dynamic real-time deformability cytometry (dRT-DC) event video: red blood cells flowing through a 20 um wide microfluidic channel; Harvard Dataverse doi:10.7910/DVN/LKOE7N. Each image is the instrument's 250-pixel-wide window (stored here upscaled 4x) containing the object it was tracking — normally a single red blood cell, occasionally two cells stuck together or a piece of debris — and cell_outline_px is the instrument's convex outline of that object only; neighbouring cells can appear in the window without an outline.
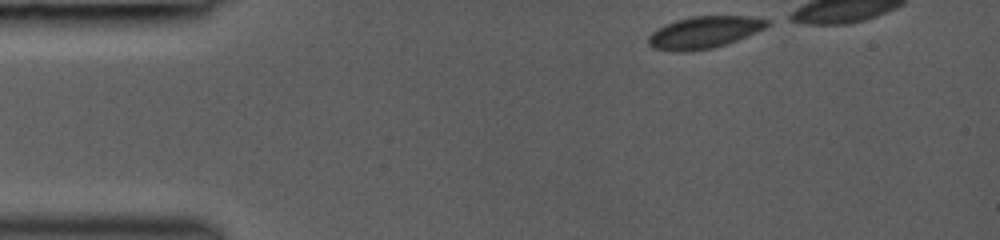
{"species": "common noctule bat (a hibernating species)", "species_latin": "Nyctalus noctula", "temperature_condition": "room temperature", "stored_images_in_passage": 35, "camera_frame_rate_fps": 3000, "um_per_image_px": 0.085, "animal": {"sex": "female", "body_mass_g": 19.0, "forearm_length_mm": 53.3}, "frame": {"image": 1, "passage_image": 1, "time_ms": 0.0, "image_size_px": [1000, 240], "cell_outline_px": [[772, 24], [756, 32], [736, 40], [712, 48], [692, 52], [676, 52], [652, 48], [648, 44], [648, 36], [652, 32], [676, 20], [692, 16], [752, 16], [772, 20]], "centroid_in_image_um": [59.88, 2.75], "position_along_channel_um": 25.1, "area_um2": 22.2}}
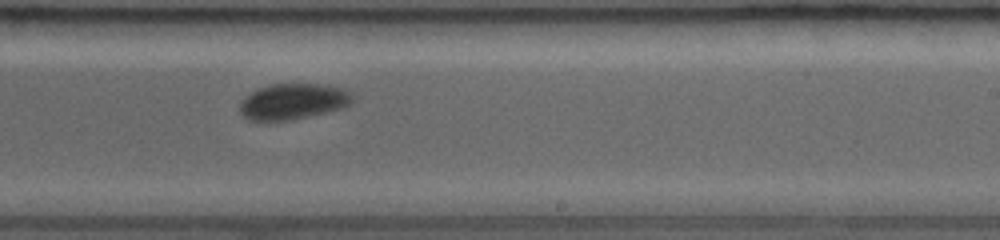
{"frame": {"image": 2, "passage_image": 23, "time_ms": 7.333, "image_size_px": [1000, 240], "cell_outline_px": [[356, 96], [344, 108], [292, 120], [248, 120], [240, 116], [240, 100], [244, 96], [256, 88], [272, 84], [320, 84], [344, 88], [352, 92]], "centroid_in_image_um": [24.9, 8.62], "position_along_channel_um": 264.1, "area_um2": 23.93}}
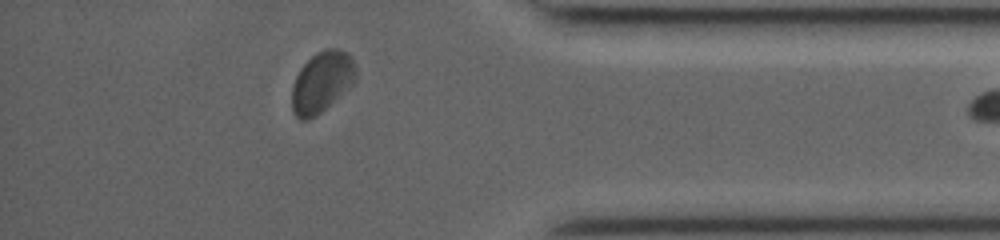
{"frame": {"image": 3, "passage_image": 34, "time_ms": 11.0, "image_size_px": [1000, 240], "cell_outline_px": [[356, 80], [348, 88], [316, 116], [308, 120], [300, 120], [292, 112], [292, 84], [300, 68], [316, 52], [324, 48], [340, 48], [348, 52], [352, 56], [356, 64]], "centroid_in_image_um": [27.36, 6.94], "position_along_channel_um": 407.8, "area_um2": 22.95}}